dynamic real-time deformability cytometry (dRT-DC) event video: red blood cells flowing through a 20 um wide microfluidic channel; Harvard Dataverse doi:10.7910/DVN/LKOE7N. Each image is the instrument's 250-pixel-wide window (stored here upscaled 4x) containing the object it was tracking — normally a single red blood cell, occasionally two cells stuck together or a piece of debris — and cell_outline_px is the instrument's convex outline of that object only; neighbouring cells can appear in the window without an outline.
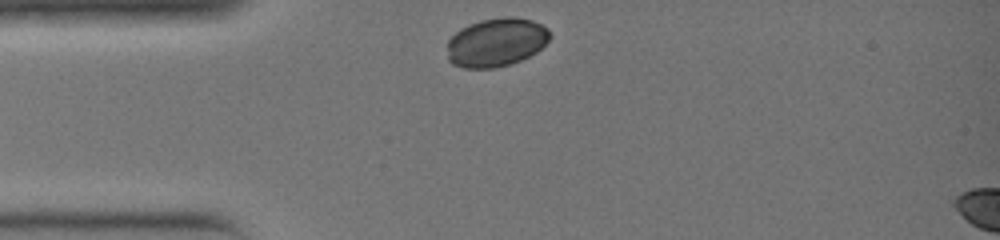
{"species": "common noctule bat (a hibernating species)", "species_latin": "Nyctalus noctula", "temperature_condition": "warm", "stored_images_in_passage": 23, "camera_frame_rate_fps": 3000, "um_per_image_px": 0.085, "animal": {"sex": "female", "body_mass_g": 19.0, "forearm_length_mm": 51.5}, "frame": {"image": 1, "passage_image": 1, "time_ms": 0.0, "image_size_px": [1000, 240], "cell_outline_px": [[552, 36], [536, 52], [520, 60], [508, 64], [492, 68], [464, 68], [452, 64], [448, 60], [448, 40], [460, 28], [468, 24], [480, 20], [504, 16], [512, 16], [532, 20], [548, 28]], "centroid_in_image_um": [42.17, 3.58], "position_along_channel_um": 42.8, "area_um2": 29.13}}
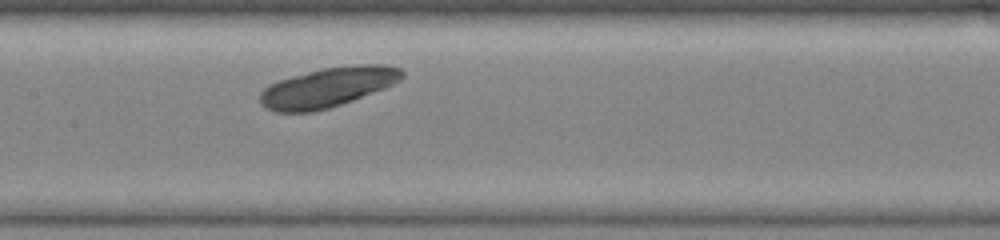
{"frame": {"image": 2, "passage_image": 10, "time_ms": 3.0, "image_size_px": [1000, 240], "cell_outline_px": [[404, 76], [400, 80], [384, 88], [352, 100], [328, 108], [312, 112], [276, 112], [260, 104], [260, 92], [268, 84], [292, 76], [324, 68], [356, 64], [388, 64], [400, 68], [404, 72]], "centroid_in_image_um": [27.87, 7.41], "position_along_channel_um": 179.5, "area_um2": 32.66}}
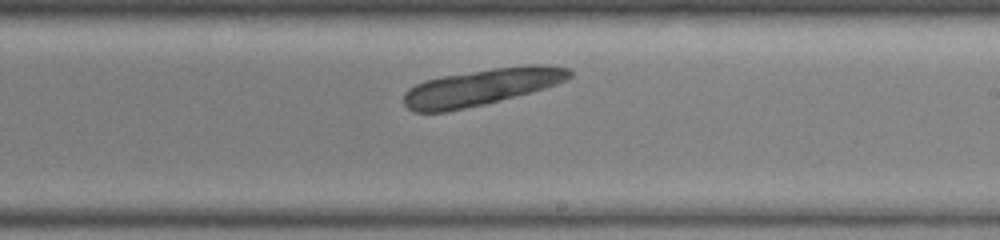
{"frame": {"image": 3, "passage_image": 14, "time_ms": 4.333, "image_size_px": [1000, 240], "cell_outline_px": [[572, 76], [568, 80], [544, 88], [484, 104], [448, 112], [412, 112], [404, 104], [404, 92], [408, 88], [424, 80], [440, 76], [492, 68], [524, 64], [548, 64], [568, 68], [572, 72]], "centroid_in_image_um": [40.92, 7.38], "position_along_channel_um": 248.1, "area_um2": 35.6}}